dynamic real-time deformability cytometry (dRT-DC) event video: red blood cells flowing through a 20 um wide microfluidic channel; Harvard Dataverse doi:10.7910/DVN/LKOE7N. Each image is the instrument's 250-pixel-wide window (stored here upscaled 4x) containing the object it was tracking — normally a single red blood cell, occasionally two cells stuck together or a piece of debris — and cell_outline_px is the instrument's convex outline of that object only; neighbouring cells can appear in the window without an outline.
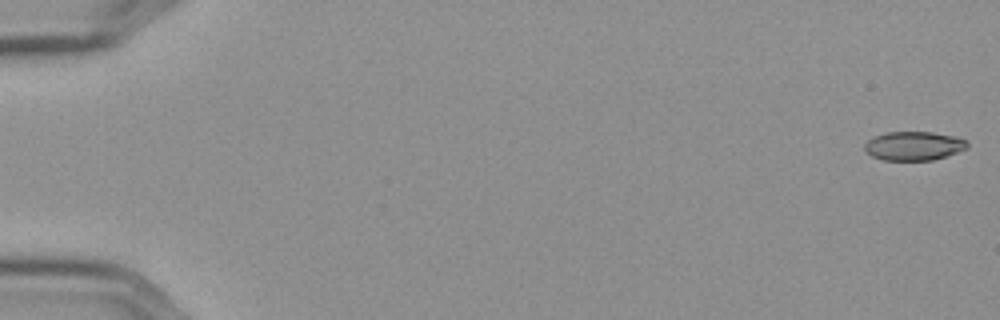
{"species": "Egyptian fruit bat (a non-hibernating species)", "species_latin": "Rousettus aegyptiacus", "temperature_condition": "cold", "stored_images_in_passage": 57, "camera_frame_rate_fps": 3000, "um_per_image_px": 0.085, "frame": {"image": 1, "passage_image": 1, "time_ms": 0.0, "image_size_px": [1000, 320], "cell_outline_px": [[968, 148], [932, 160], [884, 160], [872, 156], [864, 148], [864, 144], [872, 136], [888, 132], [932, 132], [952, 136], [968, 140]], "centroid_in_image_um": [77.66, 12.39], "position_along_channel_um": 7.3, "area_um2": 17.17}}
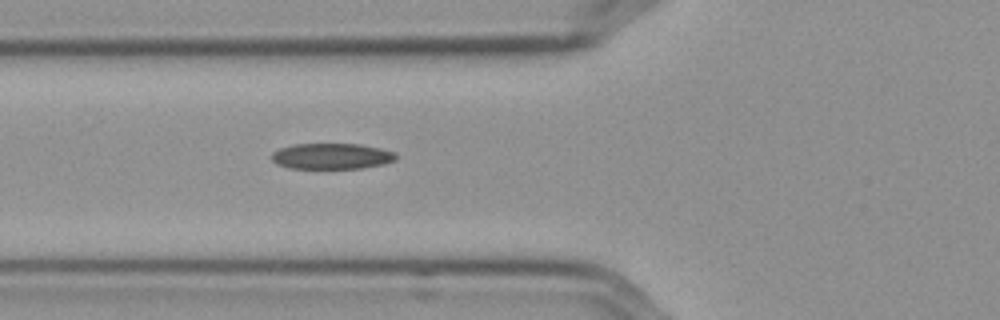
{"frame": {"image": 2, "passage_image": 22, "time_ms": 7.0, "image_size_px": [1000, 320], "cell_outline_px": [[396, 160], [384, 164], [360, 168], [288, 168], [276, 164], [272, 160], [272, 152], [280, 148], [292, 144], [360, 144], [380, 148], [396, 152]], "centroid_in_image_um": [28.19, 13.27], "position_along_channel_um": 97.6, "area_um2": 18.79}}
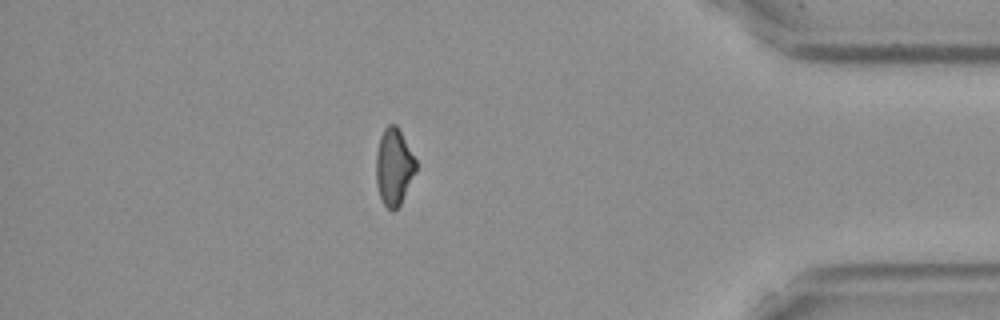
{"frame": {"image": 3, "passage_image": 50, "time_ms": 16.333, "image_size_px": [1000, 320], "cell_outline_px": [[416, 168], [400, 204], [392, 212], [384, 204], [380, 196], [376, 184], [376, 152], [380, 136], [384, 128], [388, 124], [396, 124], [416, 160]], "centroid_in_image_um": [33.45, 14.16], "position_along_channel_um": 401.8, "area_um2": 17.51}, "authors_computed_cell_mechanics": {"area_um2": 18.6116, "velocity_mm_per_s": 3.6159, "shape_relaxation_time_tau1_ms": 7.3921, "shape_relaxation_time_tau2_ms": 6.6398, "deformation_change_tau1": 0.1884, "deformation_change_tau2": 0.1383}}